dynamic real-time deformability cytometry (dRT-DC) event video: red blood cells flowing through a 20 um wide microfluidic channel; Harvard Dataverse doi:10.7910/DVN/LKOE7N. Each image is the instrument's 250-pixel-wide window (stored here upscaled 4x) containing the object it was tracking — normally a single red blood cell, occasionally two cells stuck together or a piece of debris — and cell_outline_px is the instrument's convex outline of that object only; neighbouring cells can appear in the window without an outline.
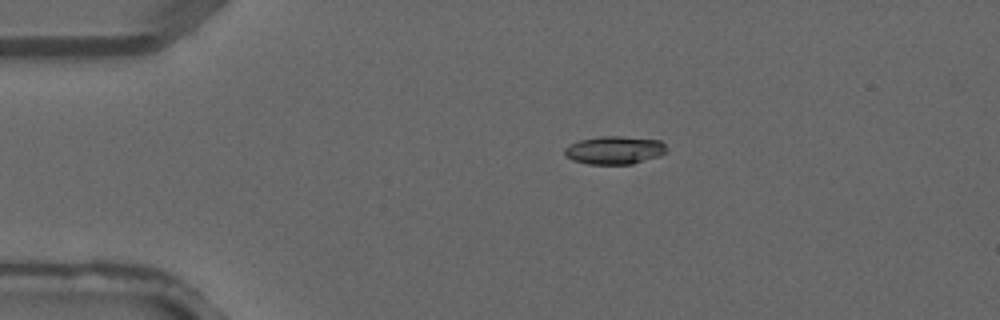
{"species": "common noctule bat (a hibernating species)", "species_latin": "Nyctalus noctula", "temperature_condition": "warm", "stored_images_in_passage": 3, "camera_frame_rate_fps": 3000, "um_per_image_px": 0.085, "animal": {"sex": "male", "forearm_length_mm": 52.5}, "frame": {"image": 1, "passage_image": 2, "time_ms": 0.333, "image_size_px": [1000, 320], "cell_outline_px": [[664, 152], [660, 156], [632, 164], [588, 164], [572, 160], [564, 156], [564, 148], [568, 144], [580, 140], [600, 136], [620, 136], [660, 140], [664, 144]], "centroid_in_image_um": [52.17, 12.76], "position_along_channel_um": 32.8, "area_um2": 16.7}}